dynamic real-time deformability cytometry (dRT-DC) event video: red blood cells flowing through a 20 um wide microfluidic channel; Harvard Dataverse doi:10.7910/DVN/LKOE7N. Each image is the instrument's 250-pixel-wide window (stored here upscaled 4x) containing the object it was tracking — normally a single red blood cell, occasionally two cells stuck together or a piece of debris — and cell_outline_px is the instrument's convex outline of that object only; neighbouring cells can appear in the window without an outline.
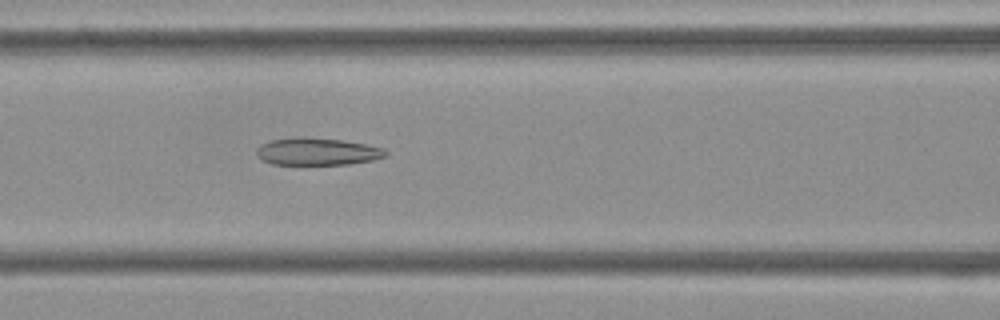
{"species": "Egyptian fruit bat (a non-hibernating species)", "species_latin": "Rousettus aegyptiacus", "temperature_condition": "cold", "stored_images_in_passage": 53, "camera_frame_rate_fps": 3000, "um_per_image_px": 0.085, "frame": {"image": 1, "passage_image": 22, "time_ms": 7.0, "image_size_px": [1000, 320], "cell_outline_px": [[388, 156], [372, 160], [348, 164], [272, 164], [264, 160], [256, 152], [256, 148], [260, 144], [268, 140], [344, 140], [384, 148], [388, 152]], "centroid_in_image_um": [27.04, 12.92], "position_along_channel_um": 139.6, "area_um2": 19.54}}
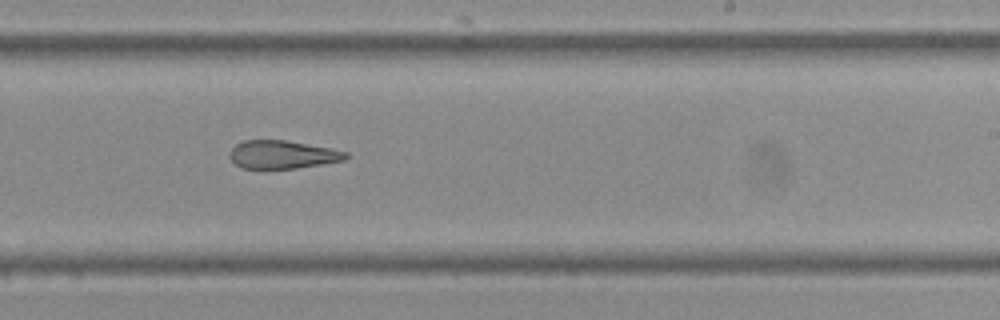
{"frame": {"image": 2, "passage_image": 32, "time_ms": 10.333, "image_size_px": [1000, 320], "cell_outline_px": [[348, 156], [344, 160], [324, 164], [296, 168], [244, 168], [236, 164], [228, 156], [228, 152], [236, 144], [244, 140], [284, 140], [328, 148], [348, 152]], "centroid_in_image_um": [23.98, 13.14], "position_along_channel_um": 265.0, "area_um2": 18.84}}
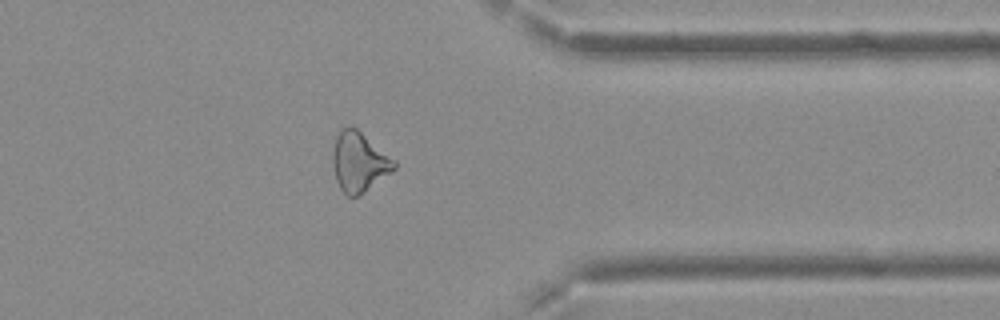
{"frame": {"image": 3, "passage_image": 42, "time_ms": 13.667, "image_size_px": [1000, 320], "cell_outline_px": [[396, 168], [392, 172], [364, 192], [356, 196], [348, 196], [340, 188], [336, 180], [332, 164], [332, 152], [336, 136], [348, 124], [356, 128], [396, 160]], "centroid_in_image_um": [30.52, 13.76], "position_along_channel_um": 380.9, "area_um2": 21.33}, "authors_computed_cell_mechanics": {"area_um2": 22.542, "velocity_mm_per_s": 3.7658, "shape_relaxation_time_tau1_ms": null, "shape_relaxation_time_tau2_ms": 6.4987, "deformation_change_tau1": null, "deformation_change_tau2": 0.1992}}